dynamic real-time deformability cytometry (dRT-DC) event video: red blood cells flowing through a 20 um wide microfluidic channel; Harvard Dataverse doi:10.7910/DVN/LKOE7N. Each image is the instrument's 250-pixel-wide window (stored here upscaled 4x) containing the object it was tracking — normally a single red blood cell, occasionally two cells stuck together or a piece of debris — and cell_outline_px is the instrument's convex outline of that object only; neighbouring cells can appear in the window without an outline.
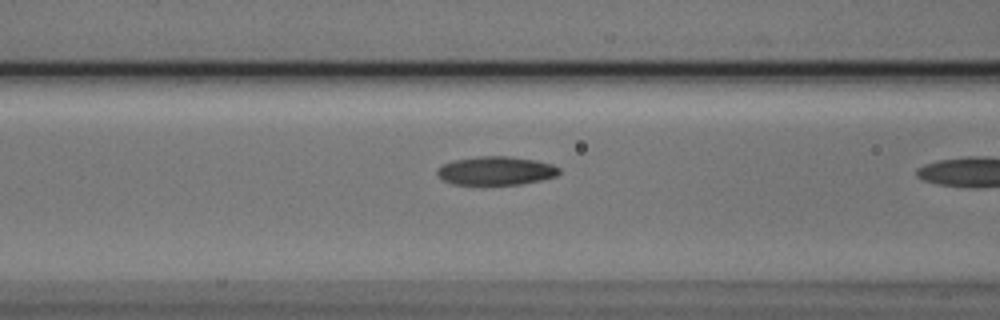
{"species": "Egyptian fruit bat (a non-hibernating species)", "species_latin": "Rousettus aegyptiacus", "temperature_condition": "cold", "stored_images_in_passage": 6, "camera_frame_rate_fps": 3000, "um_per_image_px": 0.085, "animal": {"sex": "male"}, "frame": {"image": 1, "passage_image": 5, "time_ms": 1.333, "image_size_px": [1000, 320], "cell_outline_px": [[560, 172], [556, 176], [540, 180], [520, 184], [484, 188], [480, 188], [452, 184], [444, 180], [436, 172], [436, 168], [452, 160], [476, 156], [508, 156], [536, 160], [552, 164], [560, 168]], "centroid_in_image_um": [42.1, 14.56], "position_along_channel_um": 124.5, "area_um2": 21.33}}